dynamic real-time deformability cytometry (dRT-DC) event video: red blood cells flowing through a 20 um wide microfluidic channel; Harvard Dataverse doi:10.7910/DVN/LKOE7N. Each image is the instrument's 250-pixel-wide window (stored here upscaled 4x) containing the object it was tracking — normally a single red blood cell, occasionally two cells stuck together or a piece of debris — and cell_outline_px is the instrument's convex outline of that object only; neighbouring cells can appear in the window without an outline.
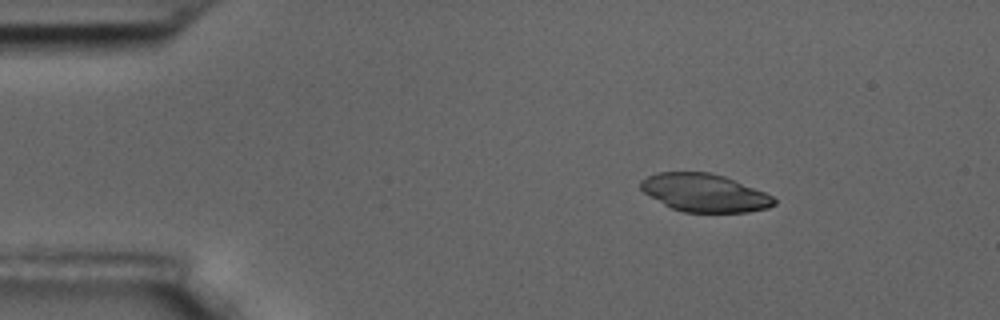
{"species": "common noctule bat (a hibernating species)", "species_latin": "Nyctalus noctula", "temperature_condition": "room temperature", "stored_images_in_passage": 45, "camera_frame_rate_fps": 3000, "um_per_image_px": 0.085, "animal": {"sex": "male", "body_mass_g": 17.5, "forearm_length_mm": 52.3}, "frame": {"image": 1, "passage_image": 3, "time_ms": 0.667, "image_size_px": [1000, 320], "cell_outline_px": [[776, 204], [768, 208], [748, 212], [684, 212], [672, 208], [664, 204], [644, 192], [640, 188], [640, 180], [656, 172], [708, 172], [724, 176], [764, 192], [772, 196], [776, 200]], "centroid_in_image_um": [59.88, 16.39], "position_along_channel_um": 25.1, "area_um2": 29.3}}